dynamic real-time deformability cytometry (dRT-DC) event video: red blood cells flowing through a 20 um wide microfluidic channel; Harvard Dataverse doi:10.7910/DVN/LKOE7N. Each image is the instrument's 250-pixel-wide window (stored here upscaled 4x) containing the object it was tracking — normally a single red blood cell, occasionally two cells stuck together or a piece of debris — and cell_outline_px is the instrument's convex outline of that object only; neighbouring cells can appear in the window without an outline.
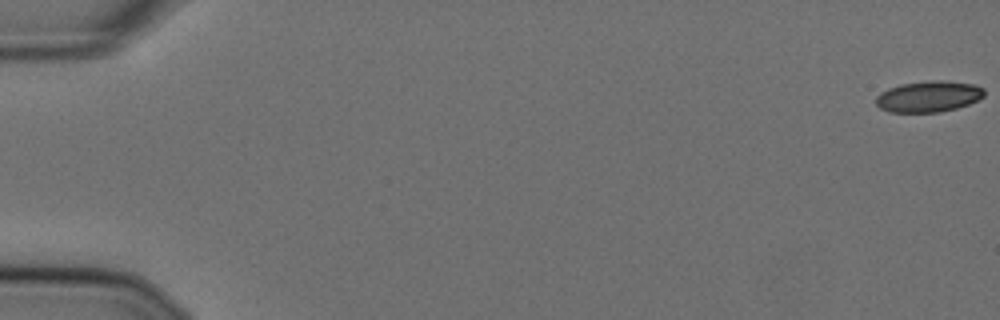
{"species": "Egyptian fruit bat (a non-hibernating species)", "species_latin": "Rousettus aegyptiacus", "temperature_condition": "cold", "stored_images_in_passage": 57, "camera_frame_rate_fps": 3000, "um_per_image_px": 0.085, "animal": {"sex": "female"}, "frame": {"image": 1, "passage_image": 1, "time_ms": 0.0, "image_size_px": [1000, 320], "cell_outline_px": [[984, 96], [968, 104], [956, 108], [940, 112], [888, 112], [880, 108], [876, 104], [876, 96], [880, 92], [888, 88], [900, 84], [932, 80], [944, 80], [976, 84], [984, 88]], "centroid_in_image_um": [78.92, 8.19], "position_along_channel_um": 6.1, "area_um2": 19.77}}
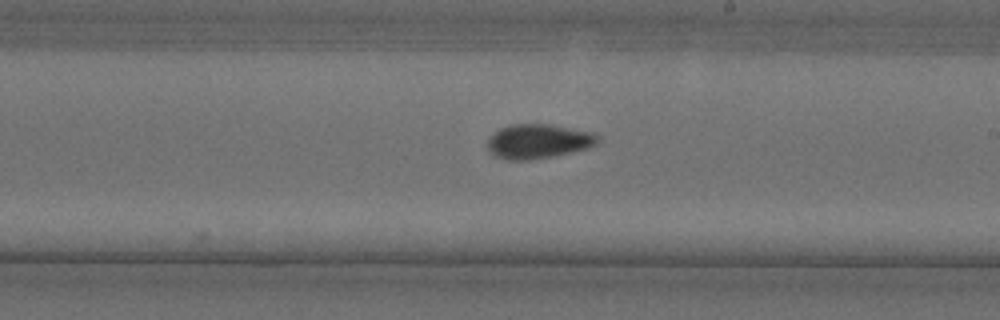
{"frame": {"image": 2, "passage_image": 34, "time_ms": 11.0, "image_size_px": [1000, 320], "cell_outline_px": [[600, 140], [596, 144], [588, 148], [552, 156], [528, 160], [508, 160], [492, 156], [488, 152], [488, 140], [500, 128], [512, 124], [548, 124], [596, 132], [600, 136]], "centroid_in_image_um": [45.78, 12.01], "position_along_channel_um": 243.2, "area_um2": 22.25}}
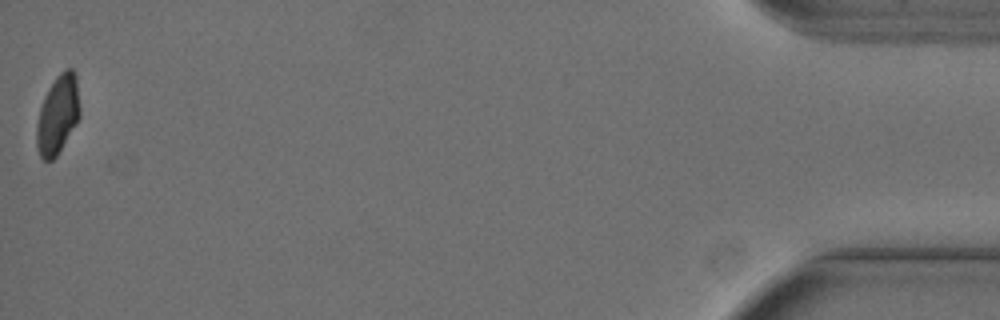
{"frame": {"image": 3, "passage_image": 57, "time_ms": 18.667, "image_size_px": [1000, 320], "cell_outline_px": [[80, 116], [56, 156], [52, 160], [44, 160], [40, 156], [36, 144], [36, 124], [40, 108], [44, 96], [48, 88], [56, 76], [64, 68], [72, 68], [76, 76], [80, 108]], "centroid_in_image_um": [4.9, 9.71], "position_along_channel_um": 430.3, "area_um2": 19.77}, "authors_computed_cell_mechanics": {"area_um2": 20.808, "velocity_mm_per_s": 3.6255, "shape_relaxation_time_tau1_ms": null, "shape_relaxation_time_tau2_ms": 2.6137, "deformation_change_tau1": null, "deformation_change_tau2": 0.0574}}